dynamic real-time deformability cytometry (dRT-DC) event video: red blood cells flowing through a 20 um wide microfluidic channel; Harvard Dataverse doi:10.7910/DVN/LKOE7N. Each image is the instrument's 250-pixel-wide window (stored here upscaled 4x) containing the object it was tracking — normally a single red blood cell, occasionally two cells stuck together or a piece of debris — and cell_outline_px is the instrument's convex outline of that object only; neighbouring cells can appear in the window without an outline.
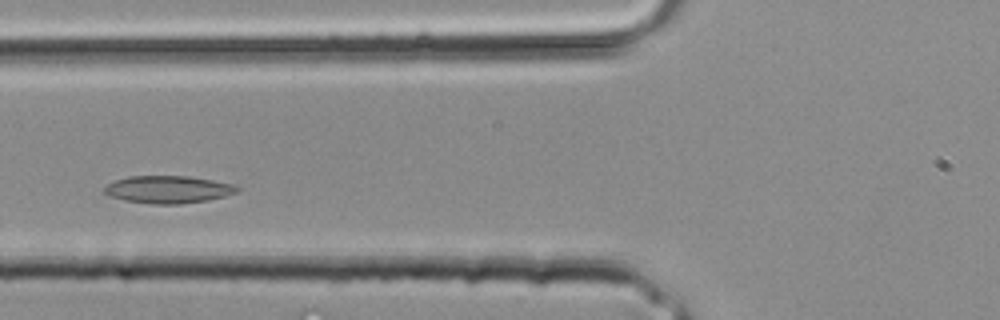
{"species": "common noctule bat (a hibernating species)", "species_latin": "Nyctalus noctula", "temperature_condition": "room temperature", "stored_images_in_passage": 25, "camera_frame_rate_fps": 3000, "um_per_image_px": 0.085, "animal": {"sex": "male", "body_mass_g": 20.4}, "frame": {"image": 1, "passage_image": 7, "time_ms": 2.0, "image_size_px": [1000, 320], "cell_outline_px": [[240, 192], [208, 200], [180, 204], [152, 204], [124, 200], [108, 196], [104, 192], [104, 188], [108, 184], [116, 180], [128, 176], [188, 176], [212, 180], [232, 184], [240, 188]], "centroid_in_image_um": [14.3, 16.11], "position_along_channel_um": 111.5, "area_um2": 21.27}}
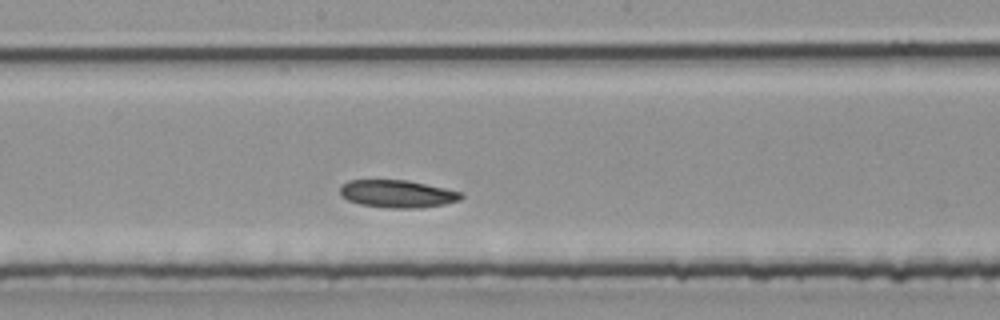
{"frame": {"image": 2, "passage_image": 12, "time_ms": 3.667, "image_size_px": [1000, 320], "cell_outline_px": [[464, 196], [460, 200], [444, 204], [416, 208], [384, 208], [360, 204], [348, 200], [340, 196], [340, 188], [348, 180], [408, 180], [464, 192]], "centroid_in_image_um": [33.79, 16.47], "position_along_channel_um": 214.4, "area_um2": 19.59}}
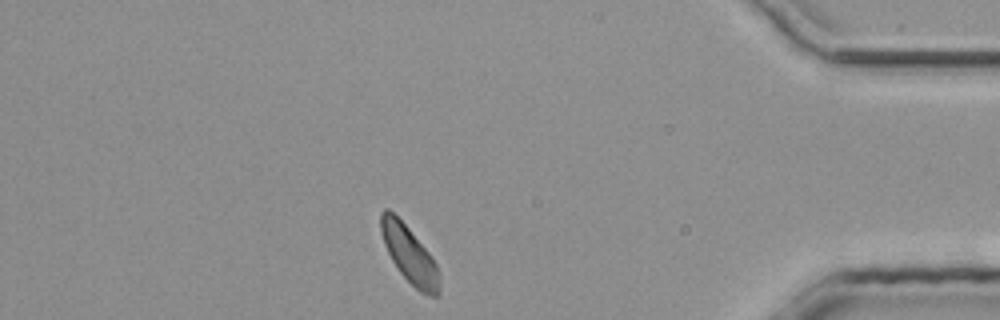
{"frame": {"image": 3, "passage_image": 23, "time_ms": 7.333, "image_size_px": [1000, 320], "cell_outline_px": [[440, 296], [428, 296], [420, 292], [400, 272], [392, 260], [384, 244], [380, 232], [380, 212], [384, 208], [388, 208], [408, 228], [432, 256], [440, 272]], "centroid_in_image_um": [34.82, 21.65], "position_along_channel_um": 400.4, "area_um2": 19.42}}